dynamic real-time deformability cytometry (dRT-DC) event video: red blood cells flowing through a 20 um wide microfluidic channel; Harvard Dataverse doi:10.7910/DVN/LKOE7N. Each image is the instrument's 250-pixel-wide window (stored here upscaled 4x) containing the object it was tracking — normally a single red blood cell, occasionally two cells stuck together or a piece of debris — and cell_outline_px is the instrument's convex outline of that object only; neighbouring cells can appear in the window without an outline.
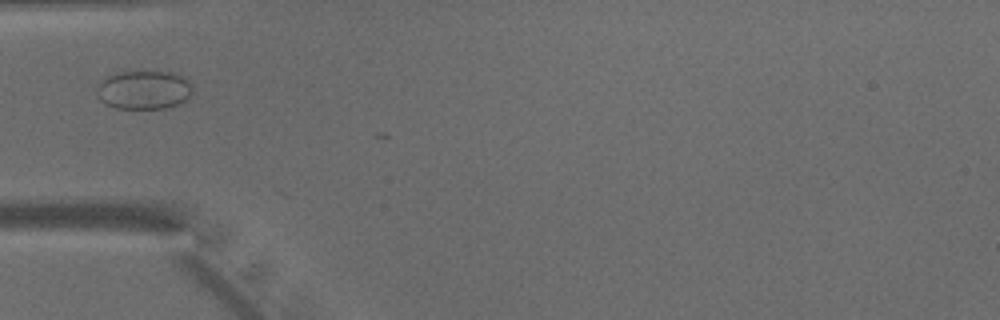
{"species": "common noctule bat (a hibernating species)", "species_latin": "Nyctalus noctula", "temperature_condition": "warm", "stored_images_in_passage": 3, "camera_frame_rate_fps": 3000, "um_per_image_px": 0.085, "animal": {"sex": "male", "body_mass_g": 15.6}, "frame": {"image": 1, "passage_image": 1, "time_ms": 0.0, "image_size_px": [1000, 320], "cell_outline_px": [[192, 92], [184, 100], [176, 104], [164, 108], [116, 108], [104, 104], [100, 100], [96, 92], [96, 88], [104, 76], [116, 72], [172, 72], [184, 76], [188, 80], [192, 88]], "centroid_in_image_um": [12.18, 7.63], "position_along_channel_um": 72.8, "area_um2": 21.62}}